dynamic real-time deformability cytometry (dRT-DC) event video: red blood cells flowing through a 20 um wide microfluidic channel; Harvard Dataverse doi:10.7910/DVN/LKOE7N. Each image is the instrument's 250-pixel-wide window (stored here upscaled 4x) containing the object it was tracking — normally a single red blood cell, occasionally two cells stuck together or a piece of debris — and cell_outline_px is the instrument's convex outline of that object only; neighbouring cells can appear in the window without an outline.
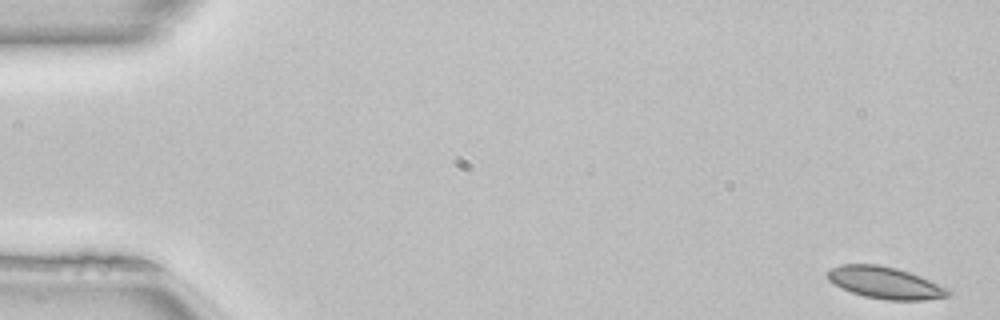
{"species": "common noctule bat (a hibernating species)", "species_latin": "Nyctalus noctula", "temperature_condition": "room temperature", "stored_images_in_passage": 50, "camera_frame_rate_fps": 3000, "um_per_image_px": 0.085, "animal": {"sex": "female", "body_mass_g": 22.7, "forearm_length_mm": 54.2}, "frame": {"image": 1, "passage_image": 1, "time_ms": 0.0, "image_size_px": [1000, 320], "cell_outline_px": [[952, 292], [948, 296], [924, 300], [888, 300], [864, 296], [840, 288], [832, 284], [828, 280], [824, 272], [840, 264], [876, 264], [896, 268], [920, 276], [952, 288]], "centroid_in_image_um": [75.23, 24.03], "position_along_channel_um": 9.8, "area_um2": 22.72}}
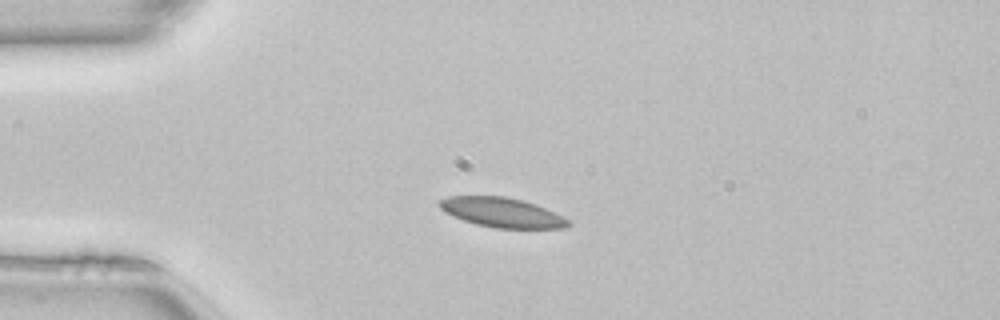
{"frame": {"image": 2, "passage_image": 12, "time_ms": 3.667, "image_size_px": [1000, 320], "cell_outline_px": [[572, 224], [564, 228], [496, 228], [476, 224], [452, 216], [444, 212], [440, 208], [440, 200], [448, 196], [504, 196], [524, 200], [536, 204], [568, 220]], "centroid_in_image_um": [42.64, 18.05], "position_along_channel_um": 42.4, "area_um2": 22.02}}
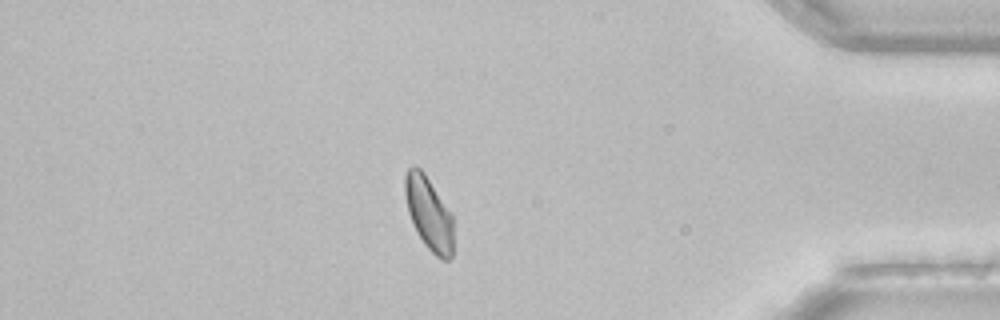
{"frame": {"image": 3, "passage_image": 43, "time_ms": 14.0, "image_size_px": [1000, 320], "cell_outline_px": [[452, 256], [448, 260], [440, 260], [424, 244], [416, 232], [408, 212], [404, 192], [404, 176], [408, 168], [412, 164], [420, 168], [424, 172], [452, 212]], "centroid_in_image_um": [36.44, 18.11], "position_along_channel_um": 398.8, "area_um2": 20.92}, "authors_computed_cell_mechanics": {"area_um2": 21.7039, "velocity_mm_per_s": 4.0577, "shape_relaxation_time_tau1_ms": 5.9653, "shape_relaxation_time_tau2_ms": 3.8911, "deformation_change_tau1": 0.116, "deformation_change_tau2": 0.0768}}